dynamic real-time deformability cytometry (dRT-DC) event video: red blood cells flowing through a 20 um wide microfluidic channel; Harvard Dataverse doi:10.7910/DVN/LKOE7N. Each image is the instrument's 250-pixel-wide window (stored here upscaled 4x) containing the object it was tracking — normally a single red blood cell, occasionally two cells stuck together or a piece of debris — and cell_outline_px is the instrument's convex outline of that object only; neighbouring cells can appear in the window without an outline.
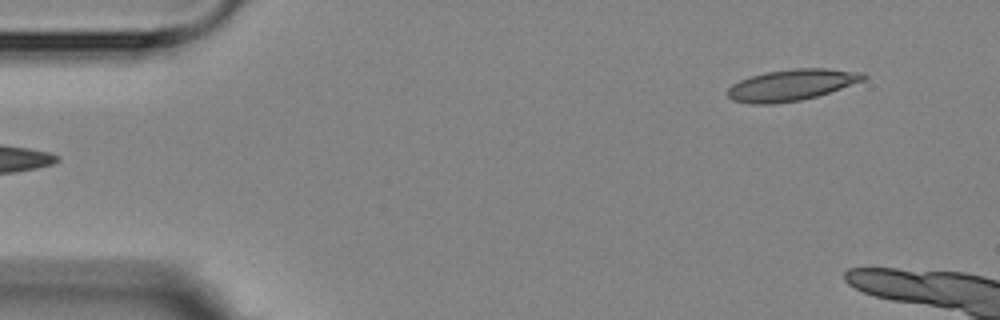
{"species": "Egyptian fruit bat (a non-hibernating species)", "species_latin": "Rousettus aegyptiacus", "temperature_condition": "room temperature", "stored_images_in_passage": 5, "segment_of_instrument_passage": [2, 2], "camera_frame_rate_fps": 3000, "um_per_image_px": 0.085, "animal": {"sex": "female"}, "frame": {"image": 1, "passage_image": 5, "time_ms": 4.667, "image_size_px": [1000, 320], "cell_outline_px": [[868, 76], [864, 80], [816, 96], [800, 100], [772, 104], [752, 104], [732, 100], [728, 96], [728, 88], [732, 84], [748, 76], [764, 72], [792, 68], [828, 68], [864, 72]], "centroid_in_image_um": [67.27, 7.21], "position_along_channel_um": 17.7, "area_um2": 24.85}}